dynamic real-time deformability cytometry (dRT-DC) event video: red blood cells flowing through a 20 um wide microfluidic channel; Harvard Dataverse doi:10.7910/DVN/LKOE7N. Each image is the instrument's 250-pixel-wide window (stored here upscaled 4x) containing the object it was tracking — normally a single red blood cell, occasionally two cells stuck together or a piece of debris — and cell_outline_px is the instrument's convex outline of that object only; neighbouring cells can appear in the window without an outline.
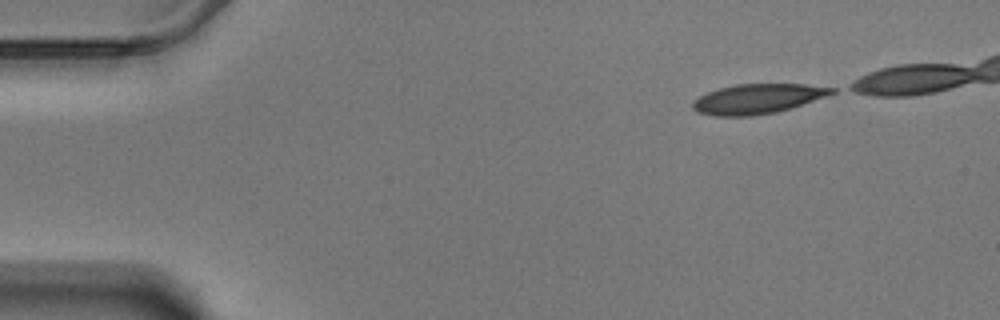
{"species": "Egyptian fruit bat (a non-hibernating species)", "species_latin": "Rousettus aegyptiacus", "temperature_condition": "warm", "stored_images_in_passage": 45, "camera_frame_rate_fps": 3000, "um_per_image_px": 0.085, "animal": {"sex": "male"}, "frame": {"image": 1, "passage_image": 1, "time_ms": 0.0, "image_size_px": [1000, 320], "cell_outline_px": [[836, 92], [792, 108], [776, 112], [752, 116], [716, 116], [696, 112], [692, 108], [692, 100], [708, 92], [720, 88], [736, 84], [804, 84], [836, 88]], "centroid_in_image_um": [64.37, 8.4], "position_along_channel_um": 20.6, "area_um2": 24.1}}
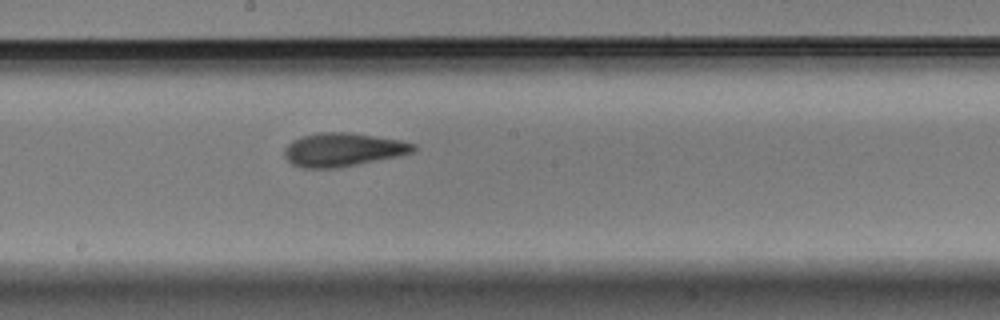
{"frame": {"image": 2, "passage_image": 26, "time_ms": 8.333, "image_size_px": [1000, 320], "cell_outline_px": [[416, 148], [412, 152], [396, 156], [336, 168], [300, 168], [292, 164], [284, 156], [284, 148], [292, 140], [316, 132], [348, 132], [400, 140], [416, 144]], "centroid_in_image_um": [29.1, 12.72], "position_along_channel_um": 219.1, "area_um2": 24.97}}
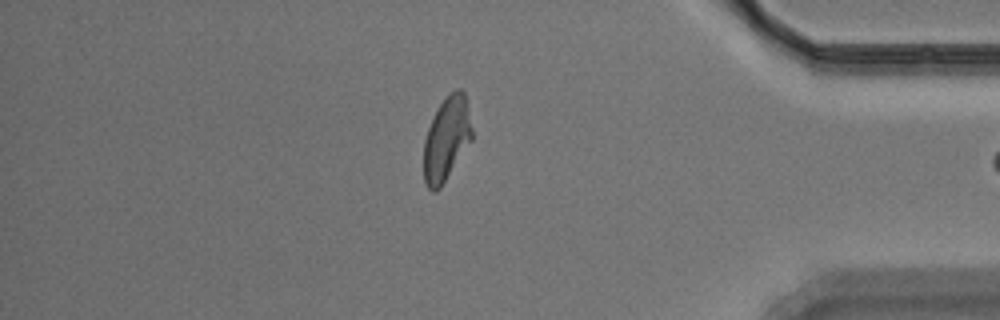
{"frame": {"image": 3, "passage_image": 44, "time_ms": 14.333, "image_size_px": [1000, 320], "cell_outline_px": [[472, 140], [440, 188], [436, 192], [432, 192], [428, 188], [424, 180], [424, 140], [428, 128], [440, 104], [448, 92], [456, 88], [460, 88], [464, 92], [472, 128]], "centroid_in_image_um": [37.96, 11.8], "position_along_channel_um": 397.2, "area_um2": 23.47}}